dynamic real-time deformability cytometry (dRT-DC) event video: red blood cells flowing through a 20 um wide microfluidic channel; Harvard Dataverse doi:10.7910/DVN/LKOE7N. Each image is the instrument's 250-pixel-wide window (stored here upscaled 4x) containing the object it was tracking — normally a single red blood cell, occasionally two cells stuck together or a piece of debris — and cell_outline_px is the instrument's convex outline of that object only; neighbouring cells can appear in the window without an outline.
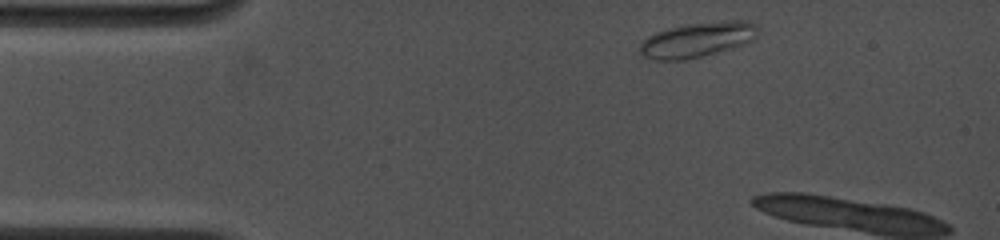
{"species": "common noctule bat (a hibernating species)", "species_latin": "Nyctalus noctula", "temperature_condition": "cold", "stored_images_in_passage": 4, "camera_frame_rate_fps": 4500, "um_per_image_px": 0.085, "animal": {"sex": "female", "body_mass_g": 19.0, "forearm_length_mm": 53.3}, "frame": {"image": 1, "passage_image": 1, "time_ms": 0.0, "image_size_px": [1000, 240], "cell_outline_px": [[756, 36], [752, 40], [744, 44], [732, 48], [684, 60], [656, 60], [644, 56], [640, 52], [640, 44], [648, 36], [656, 32], [668, 28], [684, 24], [720, 20], [748, 20], [756, 24]], "centroid_in_image_um": [59.28, 3.35], "position_along_channel_um": 25.7, "area_um2": 24.04}}